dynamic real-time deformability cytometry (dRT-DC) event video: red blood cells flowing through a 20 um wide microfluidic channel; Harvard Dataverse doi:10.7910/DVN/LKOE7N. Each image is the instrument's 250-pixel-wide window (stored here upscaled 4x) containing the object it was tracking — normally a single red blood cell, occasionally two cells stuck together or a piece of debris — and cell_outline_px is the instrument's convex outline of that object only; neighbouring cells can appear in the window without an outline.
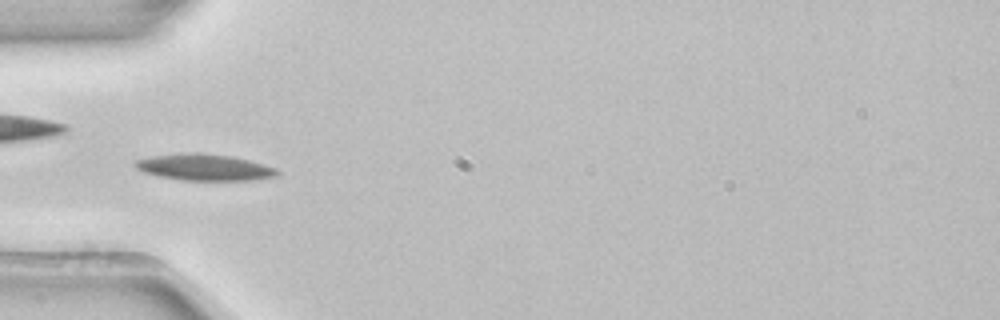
{"species": "common noctule bat (a hibernating species)", "species_latin": "Nyctalus noctula", "temperature_condition": "room temperature", "stored_images_in_passage": 4, "camera_frame_rate_fps": 3000, "um_per_image_px": 0.085, "animal": {"sex": "female", "body_mass_g": 22.7, "forearm_length_mm": 54.2}, "frame": {"image": 1, "passage_image": 3, "time_ms": 0.667, "image_size_px": [1000, 320], "cell_outline_px": [[280, 172], [276, 176], [252, 180], [184, 180], [160, 176], [144, 172], [136, 168], [132, 164], [136, 160], [152, 156], [188, 152], [196, 152], [232, 156], [264, 164], [276, 168]], "centroid_in_image_um": [17.38, 14.21], "position_along_channel_um": 67.6, "area_um2": 21.79}}